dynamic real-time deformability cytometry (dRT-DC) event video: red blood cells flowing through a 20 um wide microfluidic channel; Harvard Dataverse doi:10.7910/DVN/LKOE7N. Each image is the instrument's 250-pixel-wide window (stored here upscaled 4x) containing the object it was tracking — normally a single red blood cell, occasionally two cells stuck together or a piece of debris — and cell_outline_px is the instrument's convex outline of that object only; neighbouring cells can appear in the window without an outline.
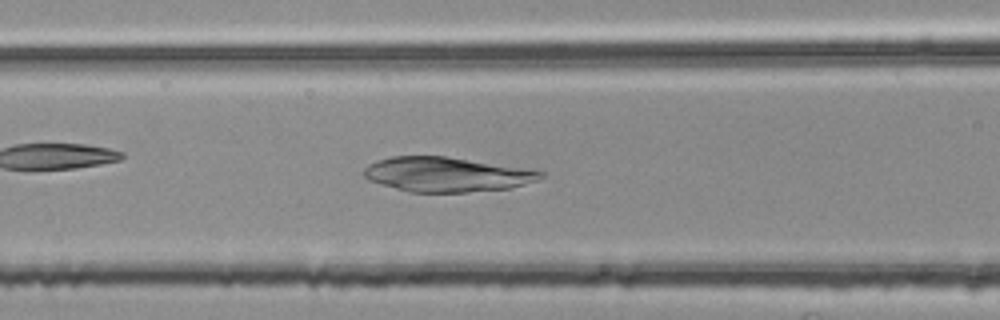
{"species": "common noctule bat (a hibernating species)", "species_latin": "Nyctalus noctula", "temperature_condition": "room temperature", "stored_images_in_passage": 45, "camera_frame_rate_fps": 3000, "um_per_image_px": 0.085, "animal": {"sex": "female", "body_mass_g": 25.1}, "frame": {"image": 1, "passage_image": 17, "time_ms": 5.333, "image_size_px": [1000, 320], "cell_outline_px": [[544, 176], [536, 180], [524, 184], [508, 188], [468, 192], [408, 192], [380, 184], [368, 180], [364, 176], [364, 168], [368, 164], [376, 160], [392, 156], [444, 156], [528, 168], [544, 172]], "centroid_in_image_um": [37.93, 14.82], "position_along_channel_um": 128.7, "area_um2": 35.66}}
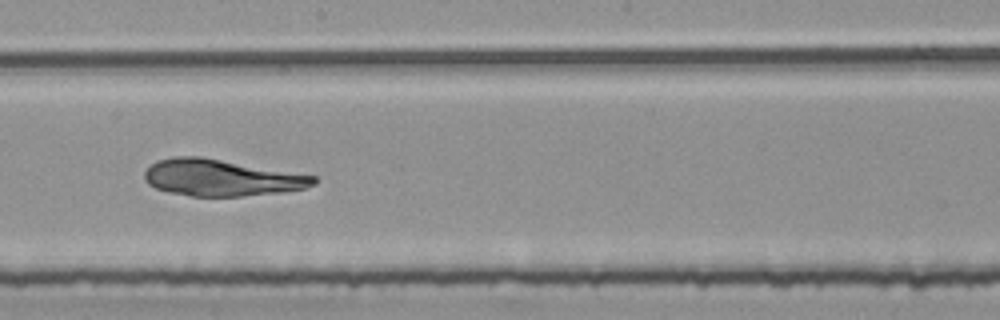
{"frame": {"image": 2, "passage_image": 25, "time_ms": 8.0, "image_size_px": [1000, 320], "cell_outline_px": [[316, 184], [304, 188], [284, 192], [244, 196], [192, 196], [168, 192], [156, 188], [148, 184], [144, 180], [144, 172], [156, 160], [172, 156], [200, 156], [316, 176]], "centroid_in_image_um": [18.78, 15.1], "position_along_channel_um": 229.4, "area_um2": 36.07}}
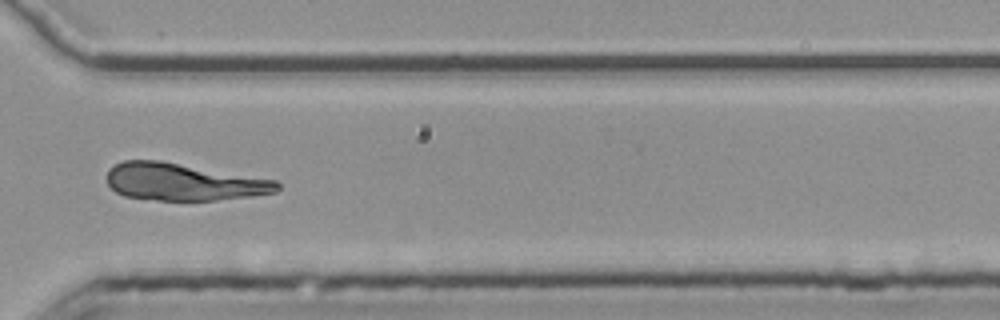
{"frame": {"image": 3, "passage_image": 35, "time_ms": 11.333, "image_size_px": [1000, 320], "cell_outline_px": [[280, 188], [276, 192], [248, 196], [216, 200], [156, 200], [124, 196], [116, 192], [108, 184], [108, 168], [124, 160], [164, 160], [276, 180], [280, 184]], "centroid_in_image_um": [15.58, 15.45], "position_along_channel_um": 355.0, "area_um2": 37.05}}